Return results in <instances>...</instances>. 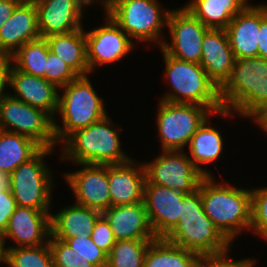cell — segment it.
<instances>
[{
    "label": "cell",
    "instance_id": "obj_1",
    "mask_svg": "<svg viewBox=\"0 0 267 267\" xmlns=\"http://www.w3.org/2000/svg\"><path fill=\"white\" fill-rule=\"evenodd\" d=\"M219 95L224 110L257 123L267 113V60L259 56L235 59Z\"/></svg>",
    "mask_w": 267,
    "mask_h": 267
},
{
    "label": "cell",
    "instance_id": "obj_2",
    "mask_svg": "<svg viewBox=\"0 0 267 267\" xmlns=\"http://www.w3.org/2000/svg\"><path fill=\"white\" fill-rule=\"evenodd\" d=\"M205 176L200 182L204 213L231 241L251 226V189L236 187L231 183L215 182ZM218 183V184H217Z\"/></svg>",
    "mask_w": 267,
    "mask_h": 267
},
{
    "label": "cell",
    "instance_id": "obj_3",
    "mask_svg": "<svg viewBox=\"0 0 267 267\" xmlns=\"http://www.w3.org/2000/svg\"><path fill=\"white\" fill-rule=\"evenodd\" d=\"M108 114L86 128L73 132L61 145L62 161L74 164H122L131 156L121 148L119 130Z\"/></svg>",
    "mask_w": 267,
    "mask_h": 267
},
{
    "label": "cell",
    "instance_id": "obj_4",
    "mask_svg": "<svg viewBox=\"0 0 267 267\" xmlns=\"http://www.w3.org/2000/svg\"><path fill=\"white\" fill-rule=\"evenodd\" d=\"M164 239L196 254L217 253L232 244L204 213L200 184L196 191L184 195L179 222Z\"/></svg>",
    "mask_w": 267,
    "mask_h": 267
},
{
    "label": "cell",
    "instance_id": "obj_5",
    "mask_svg": "<svg viewBox=\"0 0 267 267\" xmlns=\"http://www.w3.org/2000/svg\"><path fill=\"white\" fill-rule=\"evenodd\" d=\"M161 51L165 61L164 77L172 90L167 91L160 100L204 106L213 114L224 110L219 88L200 64L180 60Z\"/></svg>",
    "mask_w": 267,
    "mask_h": 267
},
{
    "label": "cell",
    "instance_id": "obj_6",
    "mask_svg": "<svg viewBox=\"0 0 267 267\" xmlns=\"http://www.w3.org/2000/svg\"><path fill=\"white\" fill-rule=\"evenodd\" d=\"M89 75L78 76L67 85L59 88L58 110L62 126L53 120L56 142L62 144L73 132L83 129L103 119L105 111L104 98L99 97L90 82Z\"/></svg>",
    "mask_w": 267,
    "mask_h": 267
},
{
    "label": "cell",
    "instance_id": "obj_7",
    "mask_svg": "<svg viewBox=\"0 0 267 267\" xmlns=\"http://www.w3.org/2000/svg\"><path fill=\"white\" fill-rule=\"evenodd\" d=\"M104 13L133 40L163 44L162 28L167 27L171 10L157 0H110Z\"/></svg>",
    "mask_w": 267,
    "mask_h": 267
},
{
    "label": "cell",
    "instance_id": "obj_8",
    "mask_svg": "<svg viewBox=\"0 0 267 267\" xmlns=\"http://www.w3.org/2000/svg\"><path fill=\"white\" fill-rule=\"evenodd\" d=\"M157 111V130L161 151H184L198 128L212 115L234 117V113L222 110L212 113L207 107L196 104L172 103L159 100Z\"/></svg>",
    "mask_w": 267,
    "mask_h": 267
},
{
    "label": "cell",
    "instance_id": "obj_9",
    "mask_svg": "<svg viewBox=\"0 0 267 267\" xmlns=\"http://www.w3.org/2000/svg\"><path fill=\"white\" fill-rule=\"evenodd\" d=\"M53 151L54 148H41L8 176V187L17 206L41 211L52 209L54 178L53 172L44 160Z\"/></svg>",
    "mask_w": 267,
    "mask_h": 267
},
{
    "label": "cell",
    "instance_id": "obj_10",
    "mask_svg": "<svg viewBox=\"0 0 267 267\" xmlns=\"http://www.w3.org/2000/svg\"><path fill=\"white\" fill-rule=\"evenodd\" d=\"M0 129L33 139L42 148L56 147L53 118L10 93L0 98Z\"/></svg>",
    "mask_w": 267,
    "mask_h": 267
},
{
    "label": "cell",
    "instance_id": "obj_11",
    "mask_svg": "<svg viewBox=\"0 0 267 267\" xmlns=\"http://www.w3.org/2000/svg\"><path fill=\"white\" fill-rule=\"evenodd\" d=\"M145 184L162 185L182 193H192L205 177L184 151L162 150L151 162H142Z\"/></svg>",
    "mask_w": 267,
    "mask_h": 267
},
{
    "label": "cell",
    "instance_id": "obj_12",
    "mask_svg": "<svg viewBox=\"0 0 267 267\" xmlns=\"http://www.w3.org/2000/svg\"><path fill=\"white\" fill-rule=\"evenodd\" d=\"M167 27L170 43L165 39L160 49L177 59L200 64L202 41L209 28L183 6L171 9Z\"/></svg>",
    "mask_w": 267,
    "mask_h": 267
},
{
    "label": "cell",
    "instance_id": "obj_13",
    "mask_svg": "<svg viewBox=\"0 0 267 267\" xmlns=\"http://www.w3.org/2000/svg\"><path fill=\"white\" fill-rule=\"evenodd\" d=\"M106 22L85 32L87 61L90 73L96 65L116 63L135 49L133 40L106 13Z\"/></svg>",
    "mask_w": 267,
    "mask_h": 267
},
{
    "label": "cell",
    "instance_id": "obj_14",
    "mask_svg": "<svg viewBox=\"0 0 267 267\" xmlns=\"http://www.w3.org/2000/svg\"><path fill=\"white\" fill-rule=\"evenodd\" d=\"M80 170L67 172L64 178L74 192L75 203L101 213L111 207L108 165L76 164Z\"/></svg>",
    "mask_w": 267,
    "mask_h": 267
},
{
    "label": "cell",
    "instance_id": "obj_15",
    "mask_svg": "<svg viewBox=\"0 0 267 267\" xmlns=\"http://www.w3.org/2000/svg\"><path fill=\"white\" fill-rule=\"evenodd\" d=\"M37 8L40 36L65 34L83 27L89 0H33Z\"/></svg>",
    "mask_w": 267,
    "mask_h": 267
},
{
    "label": "cell",
    "instance_id": "obj_16",
    "mask_svg": "<svg viewBox=\"0 0 267 267\" xmlns=\"http://www.w3.org/2000/svg\"><path fill=\"white\" fill-rule=\"evenodd\" d=\"M186 193L162 185H144V204L156 238H165L178 224Z\"/></svg>",
    "mask_w": 267,
    "mask_h": 267
},
{
    "label": "cell",
    "instance_id": "obj_17",
    "mask_svg": "<svg viewBox=\"0 0 267 267\" xmlns=\"http://www.w3.org/2000/svg\"><path fill=\"white\" fill-rule=\"evenodd\" d=\"M51 212L17 206L9 219L5 232L0 236L17 244L10 247H36L49 242Z\"/></svg>",
    "mask_w": 267,
    "mask_h": 267
},
{
    "label": "cell",
    "instance_id": "obj_18",
    "mask_svg": "<svg viewBox=\"0 0 267 267\" xmlns=\"http://www.w3.org/2000/svg\"><path fill=\"white\" fill-rule=\"evenodd\" d=\"M8 87L15 91V94H10L12 97L20 99L32 107L42 109L53 120H56L59 88L55 84L44 78L26 74L11 65Z\"/></svg>",
    "mask_w": 267,
    "mask_h": 267
},
{
    "label": "cell",
    "instance_id": "obj_19",
    "mask_svg": "<svg viewBox=\"0 0 267 267\" xmlns=\"http://www.w3.org/2000/svg\"><path fill=\"white\" fill-rule=\"evenodd\" d=\"M131 159L122 164L108 165L111 206L135 204L144 201L146 175L141 161Z\"/></svg>",
    "mask_w": 267,
    "mask_h": 267
},
{
    "label": "cell",
    "instance_id": "obj_20",
    "mask_svg": "<svg viewBox=\"0 0 267 267\" xmlns=\"http://www.w3.org/2000/svg\"><path fill=\"white\" fill-rule=\"evenodd\" d=\"M234 62L226 30L209 28L202 41L200 65L218 88L229 78Z\"/></svg>",
    "mask_w": 267,
    "mask_h": 267
},
{
    "label": "cell",
    "instance_id": "obj_21",
    "mask_svg": "<svg viewBox=\"0 0 267 267\" xmlns=\"http://www.w3.org/2000/svg\"><path fill=\"white\" fill-rule=\"evenodd\" d=\"M39 36L35 2L22 0L0 28V51L12 55L29 40Z\"/></svg>",
    "mask_w": 267,
    "mask_h": 267
},
{
    "label": "cell",
    "instance_id": "obj_22",
    "mask_svg": "<svg viewBox=\"0 0 267 267\" xmlns=\"http://www.w3.org/2000/svg\"><path fill=\"white\" fill-rule=\"evenodd\" d=\"M118 240L157 239L150 225L144 202L111 206L102 212Z\"/></svg>",
    "mask_w": 267,
    "mask_h": 267
},
{
    "label": "cell",
    "instance_id": "obj_23",
    "mask_svg": "<svg viewBox=\"0 0 267 267\" xmlns=\"http://www.w3.org/2000/svg\"><path fill=\"white\" fill-rule=\"evenodd\" d=\"M261 4L249 3L225 28L235 59L258 56Z\"/></svg>",
    "mask_w": 267,
    "mask_h": 267
},
{
    "label": "cell",
    "instance_id": "obj_24",
    "mask_svg": "<svg viewBox=\"0 0 267 267\" xmlns=\"http://www.w3.org/2000/svg\"><path fill=\"white\" fill-rule=\"evenodd\" d=\"M102 213L79 204H71L51 214V235L57 239L74 238L83 233L91 235Z\"/></svg>",
    "mask_w": 267,
    "mask_h": 267
},
{
    "label": "cell",
    "instance_id": "obj_25",
    "mask_svg": "<svg viewBox=\"0 0 267 267\" xmlns=\"http://www.w3.org/2000/svg\"><path fill=\"white\" fill-rule=\"evenodd\" d=\"M248 0H189L186 8L211 29H225L249 3Z\"/></svg>",
    "mask_w": 267,
    "mask_h": 267
},
{
    "label": "cell",
    "instance_id": "obj_26",
    "mask_svg": "<svg viewBox=\"0 0 267 267\" xmlns=\"http://www.w3.org/2000/svg\"><path fill=\"white\" fill-rule=\"evenodd\" d=\"M210 117L198 128L188 144L190 160L204 176H213L210 170L203 168L205 164L217 161L224 150L222 134L209 123ZM209 125V126H208ZM202 165V166H201Z\"/></svg>",
    "mask_w": 267,
    "mask_h": 267
},
{
    "label": "cell",
    "instance_id": "obj_27",
    "mask_svg": "<svg viewBox=\"0 0 267 267\" xmlns=\"http://www.w3.org/2000/svg\"><path fill=\"white\" fill-rule=\"evenodd\" d=\"M46 39L50 51L68 64L79 76L90 74L83 27L65 34L50 35Z\"/></svg>",
    "mask_w": 267,
    "mask_h": 267
},
{
    "label": "cell",
    "instance_id": "obj_28",
    "mask_svg": "<svg viewBox=\"0 0 267 267\" xmlns=\"http://www.w3.org/2000/svg\"><path fill=\"white\" fill-rule=\"evenodd\" d=\"M41 148L27 136L0 129V172L9 176Z\"/></svg>",
    "mask_w": 267,
    "mask_h": 267
},
{
    "label": "cell",
    "instance_id": "obj_29",
    "mask_svg": "<svg viewBox=\"0 0 267 267\" xmlns=\"http://www.w3.org/2000/svg\"><path fill=\"white\" fill-rule=\"evenodd\" d=\"M196 253L157 238L149 244L144 267H191Z\"/></svg>",
    "mask_w": 267,
    "mask_h": 267
},
{
    "label": "cell",
    "instance_id": "obj_30",
    "mask_svg": "<svg viewBox=\"0 0 267 267\" xmlns=\"http://www.w3.org/2000/svg\"><path fill=\"white\" fill-rule=\"evenodd\" d=\"M49 50L46 37L31 39L11 55L12 65L26 74L44 78Z\"/></svg>",
    "mask_w": 267,
    "mask_h": 267
},
{
    "label": "cell",
    "instance_id": "obj_31",
    "mask_svg": "<svg viewBox=\"0 0 267 267\" xmlns=\"http://www.w3.org/2000/svg\"><path fill=\"white\" fill-rule=\"evenodd\" d=\"M155 239L118 240L107 254L106 267H144L149 244Z\"/></svg>",
    "mask_w": 267,
    "mask_h": 267
},
{
    "label": "cell",
    "instance_id": "obj_32",
    "mask_svg": "<svg viewBox=\"0 0 267 267\" xmlns=\"http://www.w3.org/2000/svg\"><path fill=\"white\" fill-rule=\"evenodd\" d=\"M7 267H54L49 244L36 247H7Z\"/></svg>",
    "mask_w": 267,
    "mask_h": 267
},
{
    "label": "cell",
    "instance_id": "obj_33",
    "mask_svg": "<svg viewBox=\"0 0 267 267\" xmlns=\"http://www.w3.org/2000/svg\"><path fill=\"white\" fill-rule=\"evenodd\" d=\"M250 231L267 240V187L251 188Z\"/></svg>",
    "mask_w": 267,
    "mask_h": 267
},
{
    "label": "cell",
    "instance_id": "obj_34",
    "mask_svg": "<svg viewBox=\"0 0 267 267\" xmlns=\"http://www.w3.org/2000/svg\"><path fill=\"white\" fill-rule=\"evenodd\" d=\"M60 240L65 241L79 256L88 260L95 267L107 266V253L92 241L90 235L83 233L74 238Z\"/></svg>",
    "mask_w": 267,
    "mask_h": 267
},
{
    "label": "cell",
    "instance_id": "obj_35",
    "mask_svg": "<svg viewBox=\"0 0 267 267\" xmlns=\"http://www.w3.org/2000/svg\"><path fill=\"white\" fill-rule=\"evenodd\" d=\"M48 244L51 249L54 267H95L88 260L79 256L63 240L50 235Z\"/></svg>",
    "mask_w": 267,
    "mask_h": 267
},
{
    "label": "cell",
    "instance_id": "obj_36",
    "mask_svg": "<svg viewBox=\"0 0 267 267\" xmlns=\"http://www.w3.org/2000/svg\"><path fill=\"white\" fill-rule=\"evenodd\" d=\"M79 75L56 54L48 51L44 79L61 88Z\"/></svg>",
    "mask_w": 267,
    "mask_h": 267
},
{
    "label": "cell",
    "instance_id": "obj_37",
    "mask_svg": "<svg viewBox=\"0 0 267 267\" xmlns=\"http://www.w3.org/2000/svg\"><path fill=\"white\" fill-rule=\"evenodd\" d=\"M228 248L217 253L197 254L191 267H254L256 265L255 258L237 259L231 258Z\"/></svg>",
    "mask_w": 267,
    "mask_h": 267
},
{
    "label": "cell",
    "instance_id": "obj_38",
    "mask_svg": "<svg viewBox=\"0 0 267 267\" xmlns=\"http://www.w3.org/2000/svg\"><path fill=\"white\" fill-rule=\"evenodd\" d=\"M90 236L92 241L107 254L116 242L110 224L103 215L96 220Z\"/></svg>",
    "mask_w": 267,
    "mask_h": 267
},
{
    "label": "cell",
    "instance_id": "obj_39",
    "mask_svg": "<svg viewBox=\"0 0 267 267\" xmlns=\"http://www.w3.org/2000/svg\"><path fill=\"white\" fill-rule=\"evenodd\" d=\"M17 207L9 187L0 191V236L7 229L9 219Z\"/></svg>",
    "mask_w": 267,
    "mask_h": 267
},
{
    "label": "cell",
    "instance_id": "obj_40",
    "mask_svg": "<svg viewBox=\"0 0 267 267\" xmlns=\"http://www.w3.org/2000/svg\"><path fill=\"white\" fill-rule=\"evenodd\" d=\"M258 56L267 60V4L261 5V23L258 32Z\"/></svg>",
    "mask_w": 267,
    "mask_h": 267
},
{
    "label": "cell",
    "instance_id": "obj_41",
    "mask_svg": "<svg viewBox=\"0 0 267 267\" xmlns=\"http://www.w3.org/2000/svg\"><path fill=\"white\" fill-rule=\"evenodd\" d=\"M12 65V56L0 51V98L7 94L5 90L8 87L9 70Z\"/></svg>",
    "mask_w": 267,
    "mask_h": 267
},
{
    "label": "cell",
    "instance_id": "obj_42",
    "mask_svg": "<svg viewBox=\"0 0 267 267\" xmlns=\"http://www.w3.org/2000/svg\"><path fill=\"white\" fill-rule=\"evenodd\" d=\"M22 0H0V28L12 15L13 10Z\"/></svg>",
    "mask_w": 267,
    "mask_h": 267
},
{
    "label": "cell",
    "instance_id": "obj_43",
    "mask_svg": "<svg viewBox=\"0 0 267 267\" xmlns=\"http://www.w3.org/2000/svg\"><path fill=\"white\" fill-rule=\"evenodd\" d=\"M6 260H7V247L6 243L2 241L0 238V265L3 262V264L6 265Z\"/></svg>",
    "mask_w": 267,
    "mask_h": 267
},
{
    "label": "cell",
    "instance_id": "obj_44",
    "mask_svg": "<svg viewBox=\"0 0 267 267\" xmlns=\"http://www.w3.org/2000/svg\"><path fill=\"white\" fill-rule=\"evenodd\" d=\"M255 125H258L267 135V113Z\"/></svg>",
    "mask_w": 267,
    "mask_h": 267
},
{
    "label": "cell",
    "instance_id": "obj_45",
    "mask_svg": "<svg viewBox=\"0 0 267 267\" xmlns=\"http://www.w3.org/2000/svg\"><path fill=\"white\" fill-rule=\"evenodd\" d=\"M8 187V176L0 172V191Z\"/></svg>",
    "mask_w": 267,
    "mask_h": 267
},
{
    "label": "cell",
    "instance_id": "obj_46",
    "mask_svg": "<svg viewBox=\"0 0 267 267\" xmlns=\"http://www.w3.org/2000/svg\"><path fill=\"white\" fill-rule=\"evenodd\" d=\"M93 5H95V3H101V6H105L110 0H89Z\"/></svg>",
    "mask_w": 267,
    "mask_h": 267
}]
</instances>
